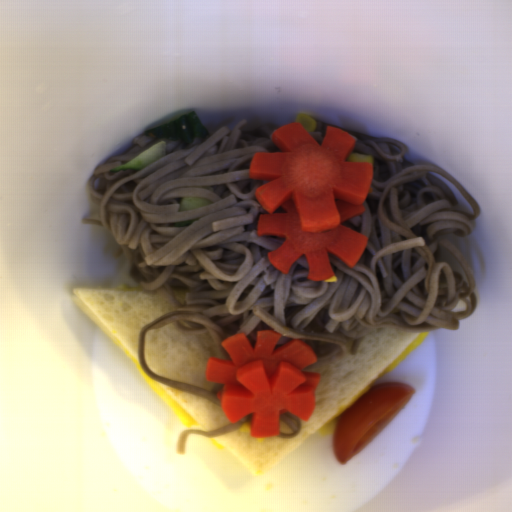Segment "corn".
Listing matches in <instances>:
<instances>
[{
    "instance_id": "corn-1",
    "label": "corn",
    "mask_w": 512,
    "mask_h": 512,
    "mask_svg": "<svg viewBox=\"0 0 512 512\" xmlns=\"http://www.w3.org/2000/svg\"><path fill=\"white\" fill-rule=\"evenodd\" d=\"M296 123H300L305 130L312 132L316 128L317 121L307 114L299 113L295 118Z\"/></svg>"
},
{
    "instance_id": "corn-2",
    "label": "corn",
    "mask_w": 512,
    "mask_h": 512,
    "mask_svg": "<svg viewBox=\"0 0 512 512\" xmlns=\"http://www.w3.org/2000/svg\"><path fill=\"white\" fill-rule=\"evenodd\" d=\"M348 162H358V163H374V159L372 156L359 154V153H351L348 158Z\"/></svg>"
},
{
    "instance_id": "corn-3",
    "label": "corn",
    "mask_w": 512,
    "mask_h": 512,
    "mask_svg": "<svg viewBox=\"0 0 512 512\" xmlns=\"http://www.w3.org/2000/svg\"><path fill=\"white\" fill-rule=\"evenodd\" d=\"M336 420L337 419L329 422L328 424L324 425L322 428L319 429L318 433L319 435H321V438L328 437L329 435H334Z\"/></svg>"
},
{
    "instance_id": "corn-4",
    "label": "corn",
    "mask_w": 512,
    "mask_h": 512,
    "mask_svg": "<svg viewBox=\"0 0 512 512\" xmlns=\"http://www.w3.org/2000/svg\"><path fill=\"white\" fill-rule=\"evenodd\" d=\"M238 431L241 434L252 433L251 420H247Z\"/></svg>"
},
{
    "instance_id": "corn-5",
    "label": "corn",
    "mask_w": 512,
    "mask_h": 512,
    "mask_svg": "<svg viewBox=\"0 0 512 512\" xmlns=\"http://www.w3.org/2000/svg\"><path fill=\"white\" fill-rule=\"evenodd\" d=\"M336 281H338L336 274L325 280V282H327V283H333Z\"/></svg>"
}]
</instances>
